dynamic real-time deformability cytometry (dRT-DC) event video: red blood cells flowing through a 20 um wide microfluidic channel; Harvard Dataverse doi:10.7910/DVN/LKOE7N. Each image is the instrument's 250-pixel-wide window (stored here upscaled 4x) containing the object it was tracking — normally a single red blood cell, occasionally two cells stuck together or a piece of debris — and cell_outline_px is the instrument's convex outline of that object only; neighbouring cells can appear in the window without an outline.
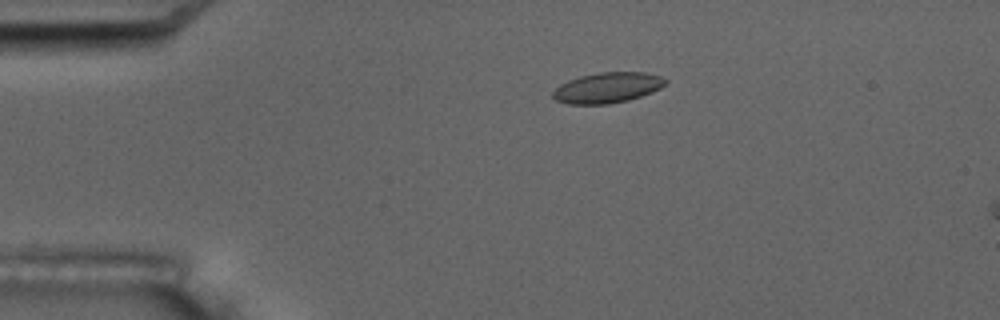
{"species": "common noctule bat (a hibernating species)", "species_latin": "Nyctalus noctula", "temperature_condition": "room temperature", "stored_images_in_passage": 5, "camera_frame_rate_fps": 3000, "um_per_image_px": 0.085, "animal": {"sex": "male", "body_mass_g": 17.5, "forearm_length_mm": 52.3}, "frame": {"image": 1, "passage_image": 3, "time_ms": 3.333, "image_size_px": [1000, 320], "cell_outline_px": [[668, 80], [660, 88], [652, 92], [628, 100], [608, 104], [568, 104], [556, 100], [552, 96], [552, 92], [560, 84], [568, 80], [580, 76], [600, 72], [644, 72], [660, 76]], "centroid_in_image_um": [51.61, 7.45], "position_along_channel_um": 33.4, "area_um2": 19.94}}